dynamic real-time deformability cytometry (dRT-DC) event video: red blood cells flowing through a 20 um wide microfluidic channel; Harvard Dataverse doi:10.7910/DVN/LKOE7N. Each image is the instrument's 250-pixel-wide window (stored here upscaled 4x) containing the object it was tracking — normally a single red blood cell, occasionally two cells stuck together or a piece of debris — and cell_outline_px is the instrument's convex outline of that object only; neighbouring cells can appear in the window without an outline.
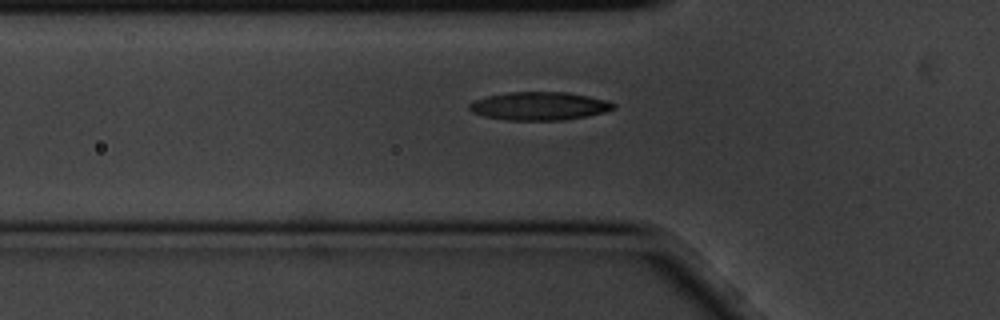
{"species": "common noctule bat (a hibernating species)", "species_latin": "Nyctalus noctula", "temperature_condition": "cold", "stored_images_in_passage": 3, "camera_frame_rate_fps": 3000, "um_per_image_px": 0.085, "animal": {"sex": "male", "body_mass_g": 20.1, "forearm_length_mm": 53.5}, "frame": {"image": 1, "passage_image": 3, "time_ms": 0.667, "image_size_px": [1000, 320], "cell_outline_px": [[616, 108], [604, 112], [564, 120], [508, 120], [484, 116], [472, 112], [468, 108], [468, 104], [476, 100], [488, 96], [508, 92], [568, 92], [588, 96], [604, 100], [616, 104]], "centroid_in_image_um": [45.83, 9.01], "position_along_channel_um": 80.0, "area_um2": 23.52}}